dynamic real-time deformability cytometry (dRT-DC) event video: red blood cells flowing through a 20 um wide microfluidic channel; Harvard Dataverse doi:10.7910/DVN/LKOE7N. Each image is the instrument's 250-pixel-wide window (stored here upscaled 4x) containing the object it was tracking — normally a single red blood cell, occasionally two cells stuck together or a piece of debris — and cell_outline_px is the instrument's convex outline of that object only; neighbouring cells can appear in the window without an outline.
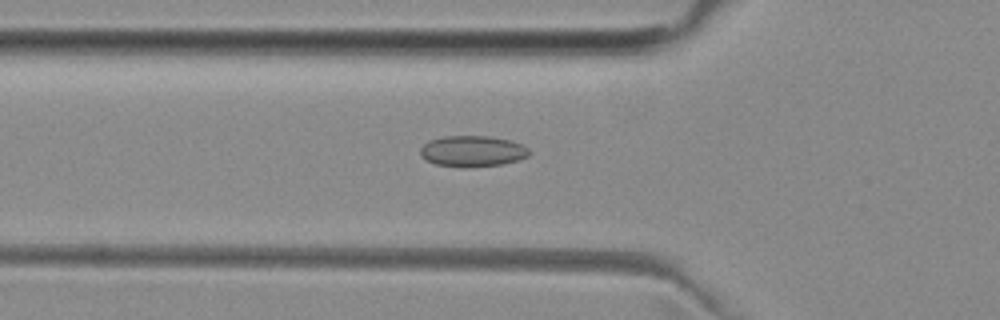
{"species": "common noctule bat (a hibernating species)", "species_latin": "Nyctalus noctula", "temperature_condition": "room temperature", "stored_images_in_passage": 52, "camera_frame_rate_fps": 3000, "um_per_image_px": 0.085, "animal": {"sex": "female", "body_mass_g": 29.2, "forearm_length_mm": 56.3}, "frame": {"image": 1, "passage_image": 18, "time_ms": 5.667, "image_size_px": [1000, 320], "cell_outline_px": [[532, 152], [528, 156], [520, 160], [504, 164], [468, 168], [460, 168], [436, 164], [424, 160], [420, 156], [420, 148], [428, 140], [444, 136], [492, 136], [524, 144]], "centroid_in_image_um": [40.17, 12.86], "position_along_channel_um": 85.6, "area_um2": 20.23}}
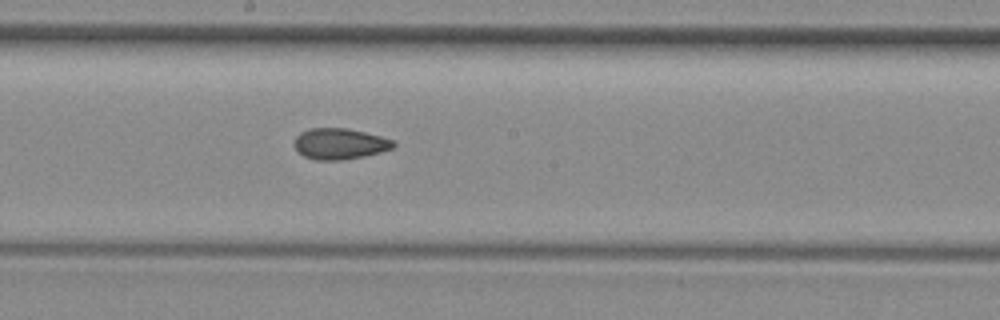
{"frame": {"image": 2, "passage_image": 28, "time_ms": 9.0, "image_size_px": [1000, 320], "cell_outline_px": [[396, 144], [392, 148], [380, 152], [364, 156], [340, 160], [316, 160], [304, 156], [292, 144], [296, 136], [300, 132], [312, 128], [348, 128], [396, 140]], "centroid_in_image_um": [28.88, 12.21], "position_along_channel_um": 219.3, "area_um2": 17.92}}
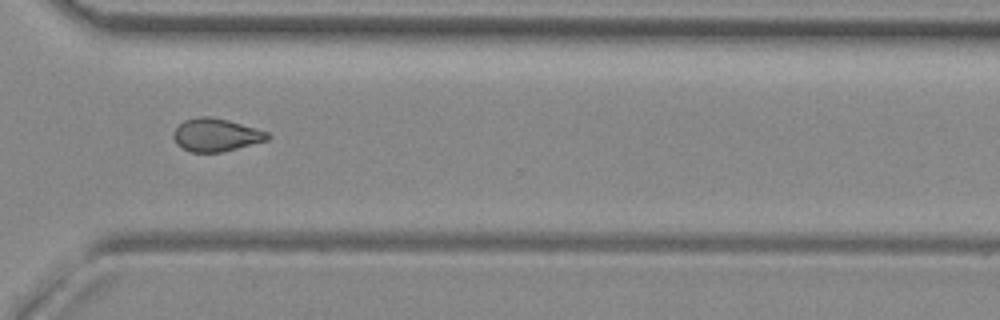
{"frame": {"image": 3, "passage_image": 38, "time_ms": 12.333, "image_size_px": [1000, 320], "cell_outline_px": [[272, 136], [268, 140], [220, 152], [188, 152], [176, 144], [172, 136], [172, 132], [184, 120], [196, 116], [208, 116], [228, 120], [268, 132]], "centroid_in_image_um": [18.32, 11.47], "position_along_channel_um": 352.3, "area_um2": 18.09}, "authors_computed_cell_mechanics": {"area_um2": 18.3804, "velocity_mm_per_s": 3.9924, "shape_relaxation_time_tau1_ms": null, "shape_relaxation_time_tau2_ms": 2.6501, "deformation_change_tau1": null, "deformation_change_tau2": 0.0833}}